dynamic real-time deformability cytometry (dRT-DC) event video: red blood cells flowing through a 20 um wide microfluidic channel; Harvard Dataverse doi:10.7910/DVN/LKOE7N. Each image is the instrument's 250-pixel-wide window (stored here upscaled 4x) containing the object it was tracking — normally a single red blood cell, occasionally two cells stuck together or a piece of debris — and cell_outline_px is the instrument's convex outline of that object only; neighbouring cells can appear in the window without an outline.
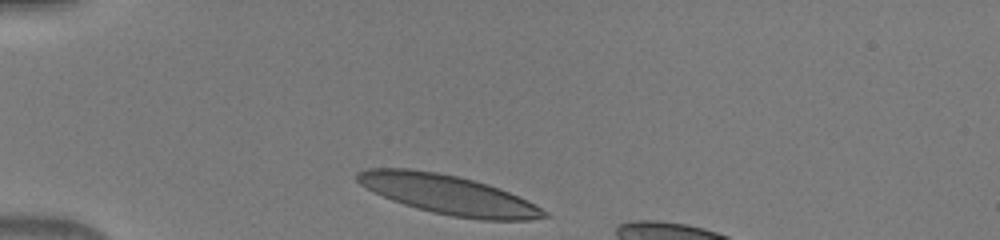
{"species": "human", "species_latin": "Homo sapiens", "temperature_condition": "warm", "stored_images_in_passage": 31, "camera_frame_rate_fps": 3000, "um_per_image_px": 0.085, "donor": {"sex": "male"}, "frame": {"image": 1, "passage_image": 1, "time_ms": 0.0, "image_size_px": [1000, 240], "cell_outline_px": [[552, 216], [532, 220], [480, 220], [452, 216], [432, 212], [416, 208], [392, 200], [360, 184], [356, 180], [356, 172], [368, 168], [412, 168], [436, 172], [456, 176], [488, 184], [500, 188], [548, 212]], "centroid_in_image_um": [38.1, 16.54], "position_along_channel_um": 46.9, "area_um2": 42.43}}
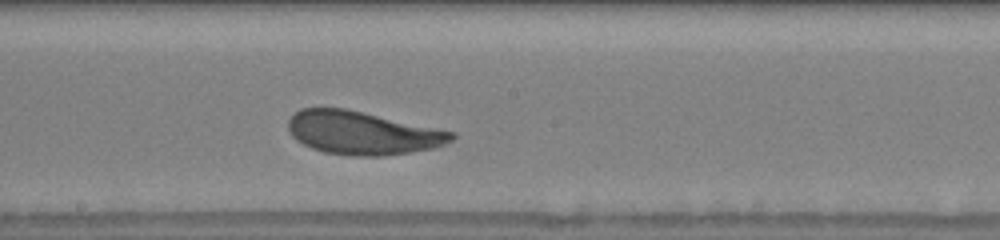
{"frame": {"image": 2, "passage_image": 16, "time_ms": 5.0, "image_size_px": [1000, 240], "cell_outline_px": [[456, 136], [452, 140], [436, 148], [412, 152], [384, 156], [352, 156], [324, 152], [312, 148], [296, 140], [292, 136], [288, 128], [288, 120], [300, 108], [344, 108], [456, 132]], "centroid_in_image_um": [30.82, 11.31], "position_along_channel_um": 217.4, "area_um2": 41.15}}
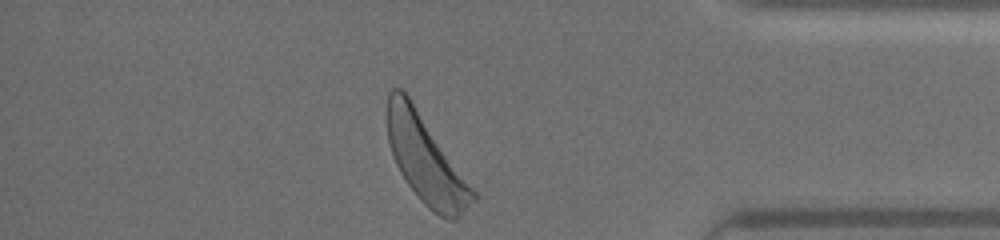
{"frame": {"image": 3, "passage_image": 31, "time_ms": 10.0, "image_size_px": [1000, 240], "cell_outline_px": [[480, 196], [456, 220], [448, 220], [440, 216], [424, 204], [420, 200], [408, 184], [400, 172], [396, 164], [388, 140], [388, 92], [392, 88], [400, 88], [408, 96]], "centroid_in_image_um": [36.24, 13.63], "position_along_channel_um": 399.0, "area_um2": 43.12}}